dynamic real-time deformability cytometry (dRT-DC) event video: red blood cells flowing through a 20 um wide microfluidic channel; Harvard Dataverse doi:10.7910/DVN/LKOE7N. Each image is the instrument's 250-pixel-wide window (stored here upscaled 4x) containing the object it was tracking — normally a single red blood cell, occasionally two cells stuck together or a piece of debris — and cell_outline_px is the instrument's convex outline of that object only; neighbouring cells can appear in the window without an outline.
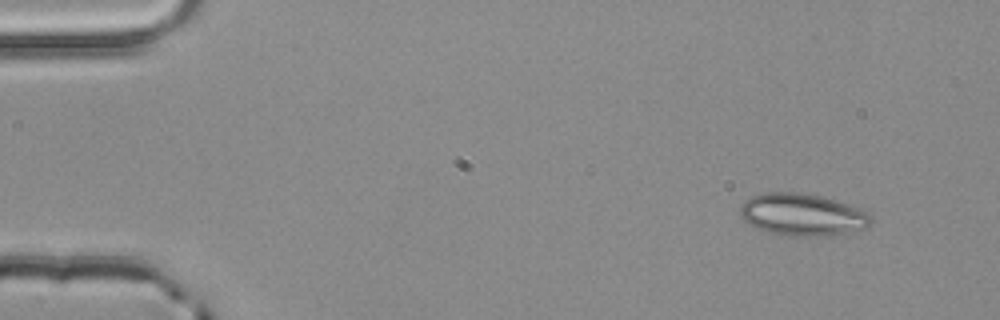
{"species": "common noctule bat (a hibernating species)", "species_latin": "Nyctalus noctula", "temperature_condition": "room temperature", "stored_images_in_passage": 3, "camera_frame_rate_fps": 3000, "um_per_image_px": 0.085, "animal": {"sex": "male", "body_mass_g": 20.4}, "frame": {"image": 1, "passage_image": 1, "time_ms": 0.0, "image_size_px": [1000, 320], "cell_outline_px": [[872, 220], [864, 228], [844, 232], [816, 236], [788, 236], [772, 232], [748, 224], [740, 216], [740, 208], [744, 200], [748, 196], [764, 192], [796, 192], [820, 196], [868, 212], [872, 216]], "centroid_in_image_um": [68.12, 18.22], "position_along_channel_um": 16.9, "area_um2": 31.56}}